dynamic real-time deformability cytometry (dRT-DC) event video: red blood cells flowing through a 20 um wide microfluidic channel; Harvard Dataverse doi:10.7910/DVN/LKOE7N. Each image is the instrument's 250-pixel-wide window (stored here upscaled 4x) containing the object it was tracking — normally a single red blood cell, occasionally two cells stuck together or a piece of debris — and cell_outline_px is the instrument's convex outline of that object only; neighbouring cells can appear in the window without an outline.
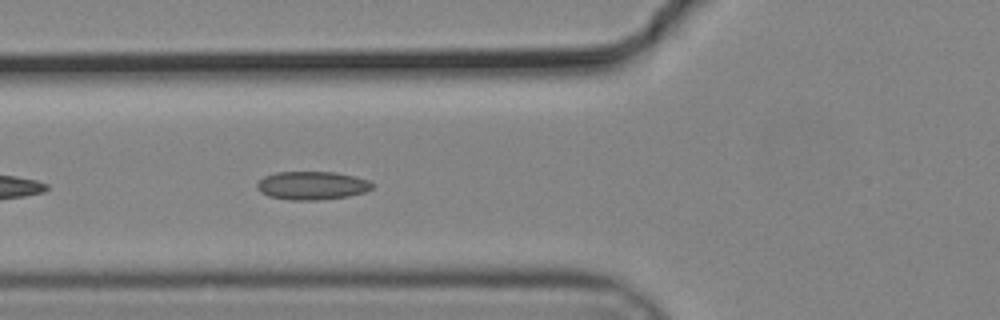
{"species": "common noctule bat (a hibernating species)", "species_latin": "Nyctalus noctula", "temperature_condition": "cold", "stored_images_in_passage": 10, "camera_frame_rate_fps": 3000, "um_per_image_px": 0.085, "animal": {"sex": "male", "body_mass_g": 19.2, "forearm_length_mm": 51.8}, "frame": {"image": 1, "passage_image": 6, "time_ms": 1.667, "image_size_px": [1000, 320], "cell_outline_px": [[376, 184], [372, 188], [364, 192], [348, 196], [316, 200], [288, 200], [268, 196], [260, 192], [256, 188], [256, 184], [264, 176], [276, 172], [336, 172], [368, 180]], "centroid_in_image_um": [26.5, 15.77], "position_along_channel_um": 99.3, "area_um2": 19.07}}